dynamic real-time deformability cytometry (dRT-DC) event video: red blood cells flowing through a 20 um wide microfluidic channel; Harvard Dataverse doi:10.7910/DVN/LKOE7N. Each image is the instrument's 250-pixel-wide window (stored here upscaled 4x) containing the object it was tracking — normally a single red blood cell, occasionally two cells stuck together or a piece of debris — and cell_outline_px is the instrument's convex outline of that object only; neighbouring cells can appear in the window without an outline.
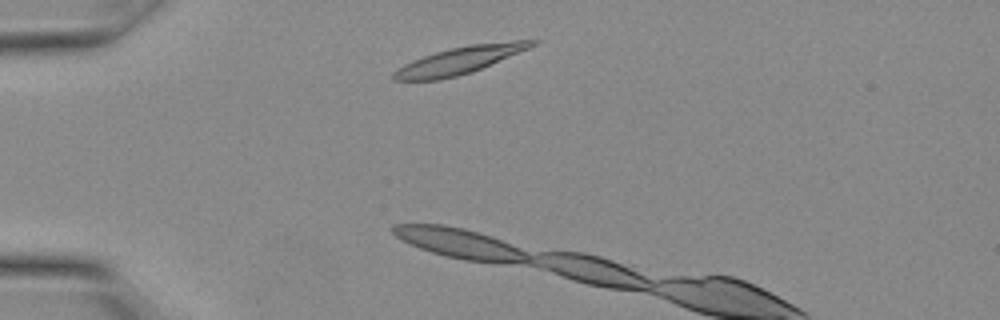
{"species": "Egyptian fruit bat (a non-hibernating species)", "species_latin": "Rousettus aegyptiacus", "temperature_condition": "warm", "stored_images_in_passage": 4, "camera_frame_rate_fps": 3000, "um_per_image_px": 0.085, "animal": {"sex": "female"}, "frame": {"image": 1, "passage_image": 2, "time_ms": 0.333, "image_size_px": [1000, 320], "cell_outline_px": [[540, 40], [536, 44], [528, 48], [472, 72], [456, 76], [436, 80], [392, 80], [392, 72], [396, 68], [412, 60], [448, 48], [468, 44], [516, 40]], "centroid_in_image_um": [39.02, 5.12], "position_along_channel_um": 46.0, "area_um2": 21.79}}